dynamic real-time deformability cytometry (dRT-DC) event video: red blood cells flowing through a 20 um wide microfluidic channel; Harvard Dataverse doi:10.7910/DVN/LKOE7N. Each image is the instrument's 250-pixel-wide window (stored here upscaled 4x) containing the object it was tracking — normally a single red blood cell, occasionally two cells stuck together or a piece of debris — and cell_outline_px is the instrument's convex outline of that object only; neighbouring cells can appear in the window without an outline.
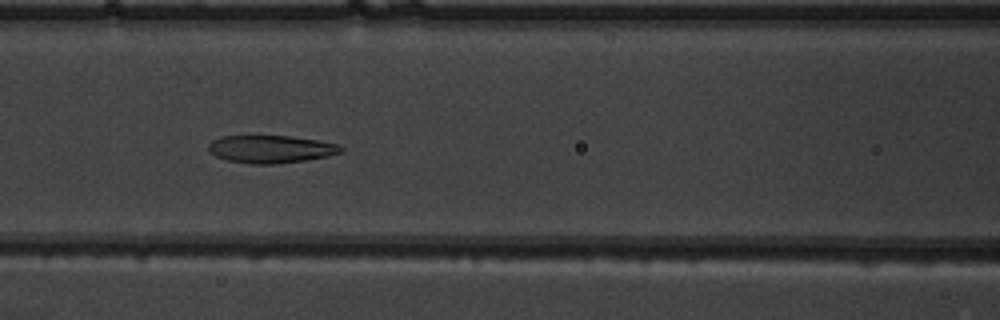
{"species": "common noctule bat (a hibernating species)", "species_latin": "Nyctalus noctula", "temperature_condition": "warm", "stored_images_in_passage": 53, "camera_frame_rate_fps": 3000, "um_per_image_px": 0.085, "animal": {"sex": "male", "body_mass_g": 19.5, "forearm_length_mm": 54.6}, "frame": {"image": 1, "passage_image": 24, "time_ms": 7.667, "image_size_px": [1000, 320], "cell_outline_px": [[344, 148], [340, 152], [328, 156], [304, 160], [276, 164], [252, 164], [228, 160], [216, 156], [208, 152], [208, 144], [212, 140], [220, 136], [292, 136], [316, 140], [336, 144]], "centroid_in_image_um": [22.97, 12.67], "position_along_channel_um": 143.6, "area_um2": 21.27}}
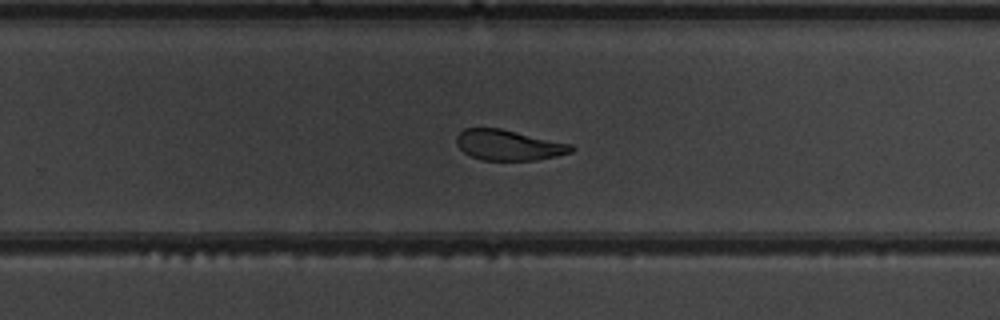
{"frame": {"image": 2, "passage_image": 35, "time_ms": 11.333, "image_size_px": [1000, 320], "cell_outline_px": [[576, 148], [572, 152], [556, 156], [536, 160], [480, 160], [464, 152], [456, 144], [456, 136], [464, 128], [500, 128], [572, 144]], "centroid_in_image_um": [43.24, 12.33], "position_along_channel_um": 286.6, "area_um2": 20.4}}
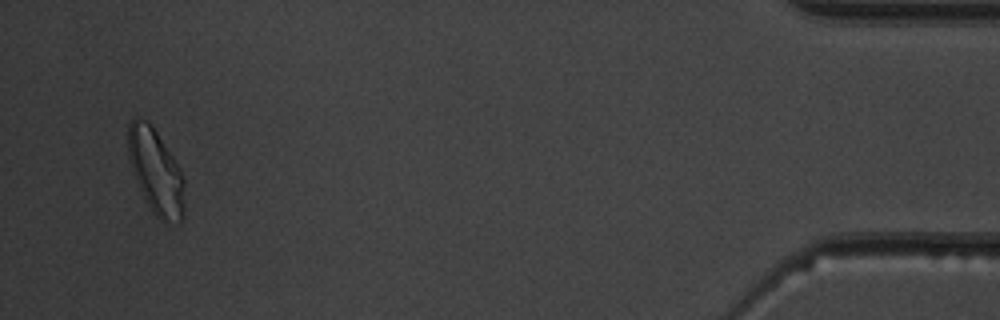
{"frame": {"image": 3, "passage_image": 51, "time_ms": 16.667, "image_size_px": [1000, 320], "cell_outline_px": [[184, 216], [180, 224], [160, 220], [152, 212], [144, 200], [132, 172], [128, 160], [128, 120], [136, 116], [148, 120], [152, 124], [172, 156], [184, 176]], "centroid_in_image_um": [13.23, 14.58], "position_along_channel_um": 422.0, "area_um2": 28.55}, "authors_computed_cell_mechanics": {"area_um2": 23.698, "velocity_mm_per_s": 3.9127, "shape_relaxation_time_tau1_ms": null, "shape_relaxation_time_tau2_ms": 3.0935, "deformation_change_tau1": null, "deformation_change_tau2": 0.1108}}